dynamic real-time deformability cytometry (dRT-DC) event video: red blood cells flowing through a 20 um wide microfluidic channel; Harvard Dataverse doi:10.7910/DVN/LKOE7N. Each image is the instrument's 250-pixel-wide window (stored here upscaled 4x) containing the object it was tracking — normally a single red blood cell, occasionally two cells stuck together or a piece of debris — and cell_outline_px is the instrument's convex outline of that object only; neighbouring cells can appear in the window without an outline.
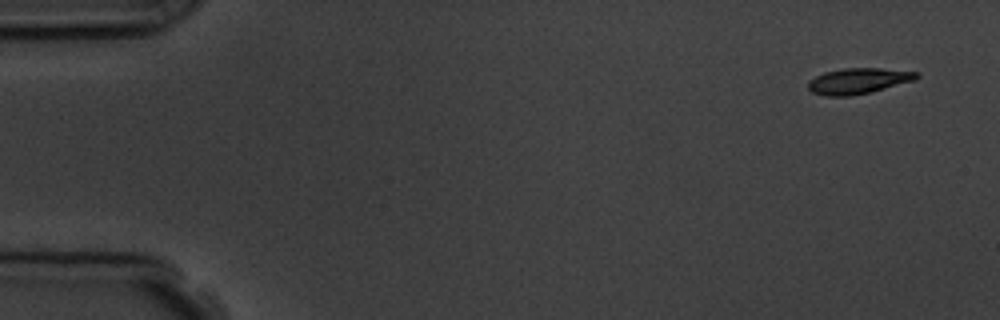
{"species": "common noctule bat (a hibernating species)", "species_latin": "Nyctalus noctula", "temperature_condition": "room temperature", "stored_images_in_passage": 5, "segment_of_instrument_passage": [1, 2], "camera_frame_rate_fps": 3000, "um_per_image_px": 0.085, "animal": {"sex": "male", "body_mass_g": 19.5, "forearm_length_mm": 54.6}, "frame": {"image": 1, "passage_image": 1, "time_ms": 0.0, "image_size_px": [1000, 320], "cell_outline_px": [[920, 76], [916, 80], [872, 92], [852, 96], [824, 96], [812, 92], [808, 88], [808, 80], [824, 72], [844, 68], [880, 68], [920, 72]], "centroid_in_image_um": [72.98, 6.88], "position_along_channel_um": 12.0, "area_um2": 16.53}}
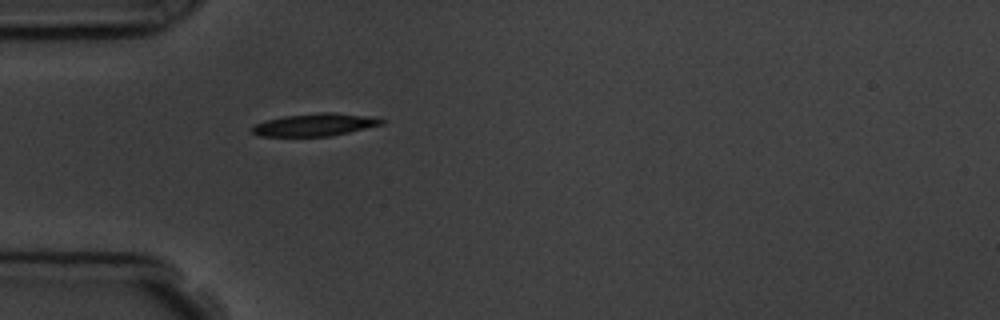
{"frame": {"image": 2, "passage_image": 4, "time_ms": 4.333, "image_size_px": [1000, 320], "cell_outline_px": [[384, 124], [348, 132], [328, 136], [260, 136], [252, 132], [252, 128], [256, 124], [264, 120], [284, 116], [320, 112], [332, 112], [368, 116], [384, 120]], "centroid_in_image_um": [26.75, 10.59], "position_along_channel_um": 58.3, "area_um2": 16.82}}